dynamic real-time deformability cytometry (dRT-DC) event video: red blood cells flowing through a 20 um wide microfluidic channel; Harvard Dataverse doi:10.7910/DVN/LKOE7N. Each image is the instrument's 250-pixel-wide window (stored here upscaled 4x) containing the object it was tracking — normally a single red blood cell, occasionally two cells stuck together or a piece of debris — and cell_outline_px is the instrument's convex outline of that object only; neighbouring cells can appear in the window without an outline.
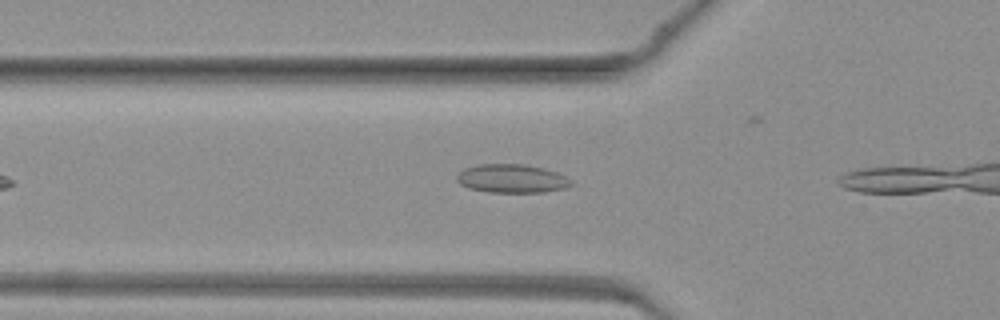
{"species": "common noctule bat (a hibernating species)", "species_latin": "Nyctalus noctula", "temperature_condition": "warm", "stored_images_in_passage": 7, "camera_frame_rate_fps": 3000, "um_per_image_px": 0.085, "animal": {"sex": "female", "body_mass_g": 19.3, "forearm_length_mm": 54.1}, "frame": {"image": 1, "passage_image": 5, "time_ms": 1.333, "image_size_px": [1000, 320], "cell_outline_px": [[576, 184], [568, 188], [544, 192], [488, 192], [468, 188], [460, 184], [456, 180], [456, 176], [464, 168], [480, 164], [524, 164], [556, 172], [572, 180]], "centroid_in_image_um": [43.52, 15.19], "position_along_channel_um": 82.3, "area_um2": 19.13}}